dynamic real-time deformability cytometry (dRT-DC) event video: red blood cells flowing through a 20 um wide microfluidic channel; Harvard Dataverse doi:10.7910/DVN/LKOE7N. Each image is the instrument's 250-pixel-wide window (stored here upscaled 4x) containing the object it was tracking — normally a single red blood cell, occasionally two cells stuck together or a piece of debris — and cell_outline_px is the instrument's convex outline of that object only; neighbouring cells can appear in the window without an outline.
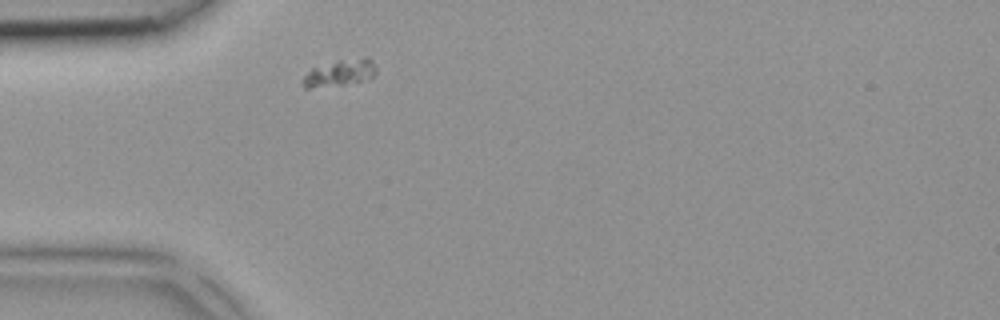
{"species": "common noctule bat (a hibernating species)", "species_latin": "Nyctalus noctula", "temperature_condition": "room temperature", "stored_images_in_passage": 1, "camera_frame_rate_fps": 3000, "um_per_image_px": 0.085, "animal": {"sex": "female", "body_mass_g": 18.4}, "frame": {"image": 1, "passage_image": 1, "time_ms": 0.0, "image_size_px": [1000, 320], "cell_outline_px": [[376, 72], [372, 80], [344, 84], [308, 88], [304, 88], [304, 76], [312, 68], [340, 60], [364, 56], [368, 56], [372, 60], [376, 68]], "centroid_in_image_um": [28.99, 6.18], "position_along_channel_um": 56.0, "area_um2": 11.39}}